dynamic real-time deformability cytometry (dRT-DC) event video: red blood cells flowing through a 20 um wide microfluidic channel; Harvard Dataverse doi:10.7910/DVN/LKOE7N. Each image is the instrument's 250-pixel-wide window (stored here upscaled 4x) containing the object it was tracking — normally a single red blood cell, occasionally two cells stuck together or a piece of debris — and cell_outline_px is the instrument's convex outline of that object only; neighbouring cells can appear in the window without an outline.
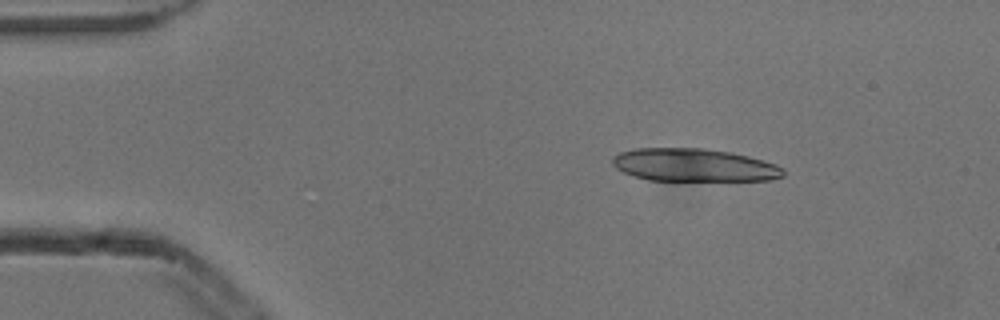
{"species": "common noctule bat (a hibernating species)", "species_latin": "Nyctalus noctula", "temperature_condition": "cold", "stored_images_in_passage": 4, "camera_frame_rate_fps": 3000, "um_per_image_px": 0.085, "animal": {"sex": "male", "body_mass_g": 13.3}, "frame": {"image": 1, "passage_image": 2, "time_ms": 0.333, "image_size_px": [1000, 320], "cell_outline_px": [[784, 176], [772, 180], [648, 180], [632, 176], [616, 168], [612, 164], [612, 156], [620, 152], [636, 148], [704, 148], [728, 152], [748, 156], [764, 160], [776, 164], [784, 168]], "centroid_in_image_um": [58.98, 14.03], "position_along_channel_um": 26.0, "area_um2": 32.83}}